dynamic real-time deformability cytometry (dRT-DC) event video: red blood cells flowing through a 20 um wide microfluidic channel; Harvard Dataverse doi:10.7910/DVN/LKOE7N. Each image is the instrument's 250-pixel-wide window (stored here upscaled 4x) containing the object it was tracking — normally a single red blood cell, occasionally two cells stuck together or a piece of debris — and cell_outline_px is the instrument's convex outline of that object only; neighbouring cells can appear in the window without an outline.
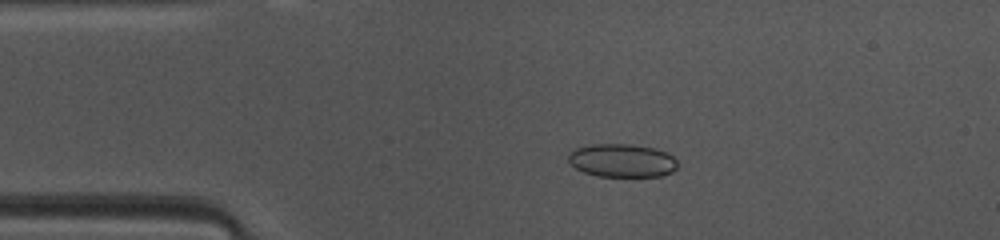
{"species": "common noctule bat (a hibernating species)", "species_latin": "Nyctalus noctula", "temperature_condition": "warm", "stored_images_in_passage": 41, "camera_frame_rate_fps": 3000, "um_per_image_px": 0.085, "animal": {"sex": "female", "body_mass_g": 10.0, "forearm_length_mm": 53.1}, "frame": {"image": 1, "passage_image": 2, "time_ms": 0.333, "image_size_px": [1000, 240], "cell_outline_px": [[676, 168], [672, 172], [660, 176], [596, 176], [584, 172], [576, 168], [568, 160], [568, 152], [576, 148], [588, 144], [632, 144], [652, 148], [668, 152], [676, 160]], "centroid_in_image_um": [52.85, 13.63], "position_along_channel_um": 32.2, "area_um2": 21.21}}
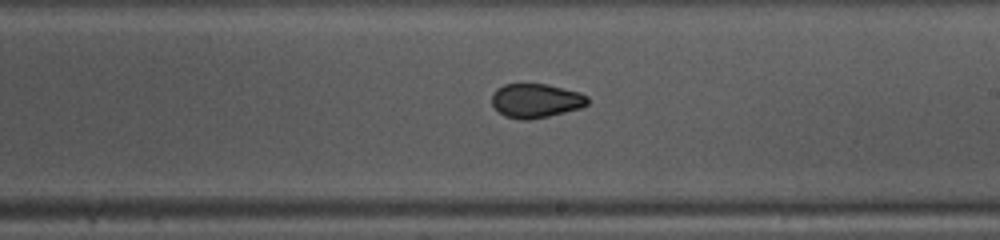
{"frame": {"image": 2, "passage_image": 19, "time_ms": 6.0, "image_size_px": [1000, 240], "cell_outline_px": [[588, 104], [580, 108], [548, 116], [528, 120], [520, 120], [504, 116], [492, 104], [492, 92], [496, 88], [504, 84], [548, 84], [580, 92], [588, 96]], "centroid_in_image_um": [45.54, 8.55], "position_along_channel_um": 243.5, "area_um2": 19.13}}
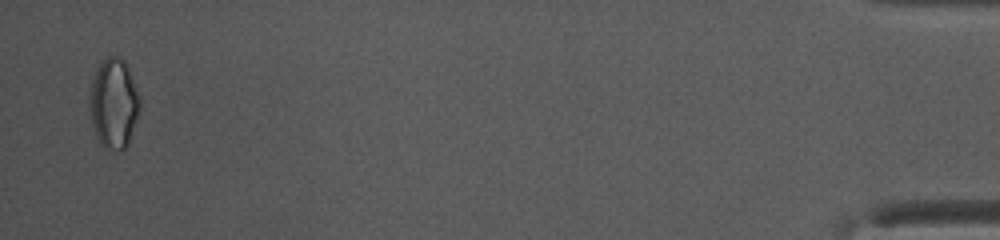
{"frame": {"image": 3, "passage_image": 39, "time_ms": 12.667, "image_size_px": [1000, 240], "cell_outline_px": [[140, 108], [128, 144], [120, 152], [104, 148], [100, 144], [96, 136], [92, 124], [88, 108], [88, 96], [92, 80], [100, 64], [108, 56], [120, 56], [124, 60], [128, 68], [140, 100]], "centroid_in_image_um": [9.64, 8.83], "position_along_channel_um": 425.6, "area_um2": 26.36}, "authors_computed_cell_mechanics": {"area_um2": 19.8254, "velocity_mm_per_s": 4.1675, "shape_relaxation_time_tau1_ms": 7.0791, "shape_relaxation_time_tau2_ms": 1.4046, "deformation_change_tau1": 0.1316, "deformation_change_tau2": 0.0621}}